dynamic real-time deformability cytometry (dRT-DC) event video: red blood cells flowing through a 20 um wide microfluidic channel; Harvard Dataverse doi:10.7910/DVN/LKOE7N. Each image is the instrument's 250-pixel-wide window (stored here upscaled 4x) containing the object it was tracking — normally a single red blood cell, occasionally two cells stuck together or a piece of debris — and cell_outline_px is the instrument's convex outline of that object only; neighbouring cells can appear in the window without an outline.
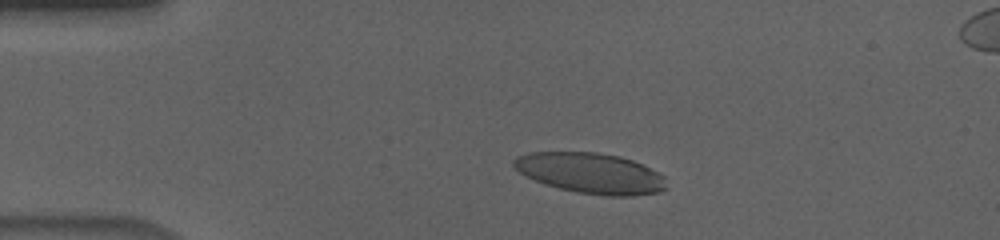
{"species": "human", "species_latin": "Homo sapiens", "temperature_condition": "cold", "stored_images_in_passage": 53, "camera_frame_rate_fps": 3000, "um_per_image_px": 0.085, "donor": {"sex": "male"}, "frame": {"image": 1, "passage_image": 9, "time_ms": 2.667, "image_size_px": [1000, 240], "cell_outline_px": [[668, 188], [660, 192], [632, 196], [608, 196], [576, 192], [544, 184], [524, 176], [512, 164], [512, 160], [516, 156], [528, 152], [596, 152], [620, 156], [632, 160], [664, 176]], "centroid_in_image_um": [50.18, 14.72], "position_along_channel_um": 34.8, "area_um2": 36.18}}
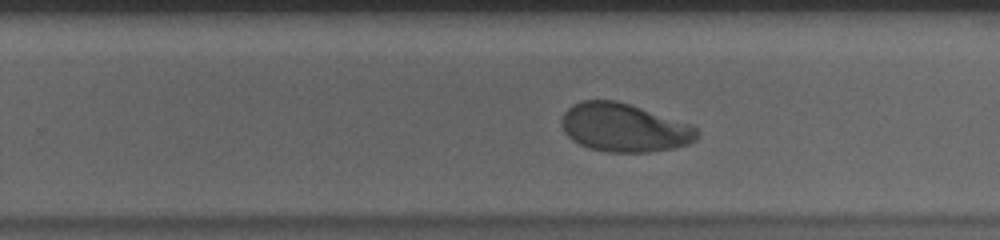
{"frame": {"image": 2, "passage_image": 33, "time_ms": 10.667, "image_size_px": [1000, 240], "cell_outline_px": [[700, 136], [696, 140], [688, 144], [676, 148], [648, 152], [604, 152], [588, 148], [572, 140], [564, 132], [560, 124], [560, 120], [564, 112], [572, 104], [580, 100], [616, 100], [692, 124], [700, 132]], "centroid_in_image_um": [53.05, 10.85], "position_along_channel_um": 276.7, "area_um2": 38.67}}
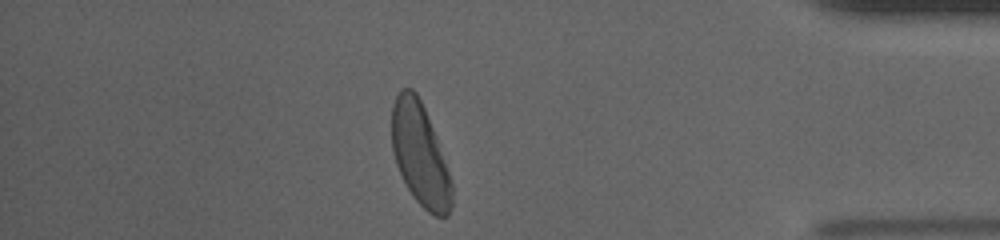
{"frame": {"image": 3, "passage_image": 46, "time_ms": 15.0, "image_size_px": [1000, 240], "cell_outline_px": [[452, 204], [448, 216], [436, 216], [428, 212], [412, 196], [396, 164], [392, 152], [392, 104], [400, 88], [412, 88], [416, 92], [424, 108], [436, 136], [452, 180]], "centroid_in_image_um": [35.7, 13.13], "position_along_channel_um": 399.5, "area_um2": 35.72}, "authors_computed_cell_mechanics": {"area_um2": 38.0324, "velocity_mm_per_s": 3.6214, "shape_relaxation_time_tau1_ms": 3.2624, "shape_relaxation_time_tau2_ms": 1.3921, "deformation_change_tau1": 0.1534, "deformation_change_tau2": 0.0549}}